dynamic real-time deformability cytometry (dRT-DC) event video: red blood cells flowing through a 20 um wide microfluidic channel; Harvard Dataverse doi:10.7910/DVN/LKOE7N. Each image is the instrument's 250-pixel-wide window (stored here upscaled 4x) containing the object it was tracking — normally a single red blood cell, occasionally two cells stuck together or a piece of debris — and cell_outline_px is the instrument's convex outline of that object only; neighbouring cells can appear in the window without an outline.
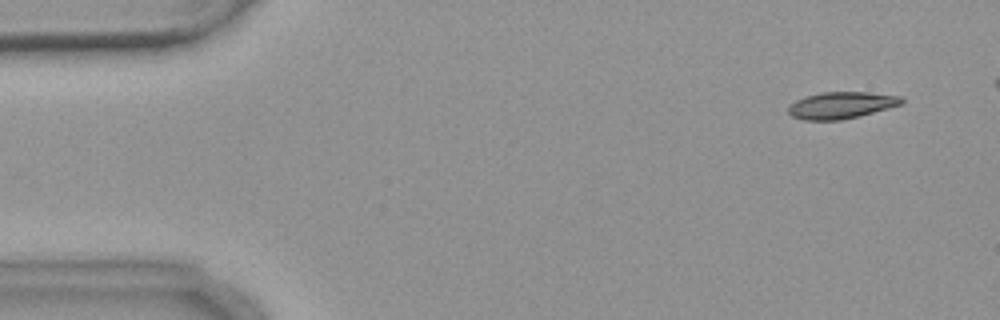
{"species": "common noctule bat (a hibernating species)", "species_latin": "Nyctalus noctula", "temperature_condition": "warm", "stored_images_in_passage": 6, "camera_frame_rate_fps": 3000, "um_per_image_px": 0.085, "animal": {"sex": "female", "body_mass_g": 18.4}, "frame": {"image": 1, "passage_image": 1, "time_ms": 0.0, "image_size_px": [1000, 320], "cell_outline_px": [[904, 100], [900, 104], [872, 112], [840, 120], [804, 120], [792, 116], [788, 112], [788, 104], [804, 96], [820, 92], [868, 92], [900, 96]], "centroid_in_image_um": [71.42, 8.93], "position_along_channel_um": 13.6, "area_um2": 17.46}}